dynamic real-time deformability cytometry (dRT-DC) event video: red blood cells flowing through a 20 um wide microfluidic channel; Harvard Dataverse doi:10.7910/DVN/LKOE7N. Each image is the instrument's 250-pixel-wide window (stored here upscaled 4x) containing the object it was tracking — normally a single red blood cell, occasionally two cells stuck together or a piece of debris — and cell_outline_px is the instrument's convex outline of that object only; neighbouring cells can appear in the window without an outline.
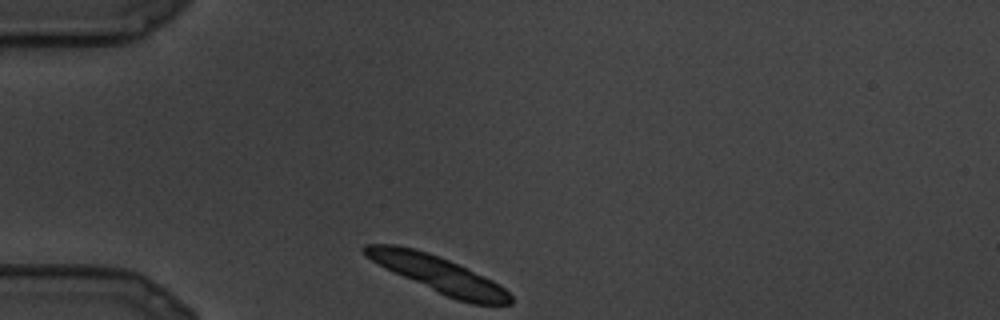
{"species": "common noctule bat (a hibernating species)", "species_latin": "Nyctalus noctula", "temperature_condition": "cold", "stored_images_in_passage": 2, "camera_frame_rate_fps": 3000, "um_per_image_px": 0.085, "animal": {"sex": "male", "body_mass_g": 19.5, "forearm_length_mm": 54.6}, "frame": {"image": 1, "passage_image": 1, "time_ms": 0.0, "image_size_px": [1000, 320], "cell_outline_px": [[512, 304], [472, 304], [456, 300], [384, 268], [372, 260], [360, 248], [364, 244], [396, 244], [428, 252], [440, 256], [468, 268], [500, 284], [512, 296]], "centroid_in_image_um": [37.26, 23.3], "position_along_channel_um": 47.7, "area_um2": 30.58}}